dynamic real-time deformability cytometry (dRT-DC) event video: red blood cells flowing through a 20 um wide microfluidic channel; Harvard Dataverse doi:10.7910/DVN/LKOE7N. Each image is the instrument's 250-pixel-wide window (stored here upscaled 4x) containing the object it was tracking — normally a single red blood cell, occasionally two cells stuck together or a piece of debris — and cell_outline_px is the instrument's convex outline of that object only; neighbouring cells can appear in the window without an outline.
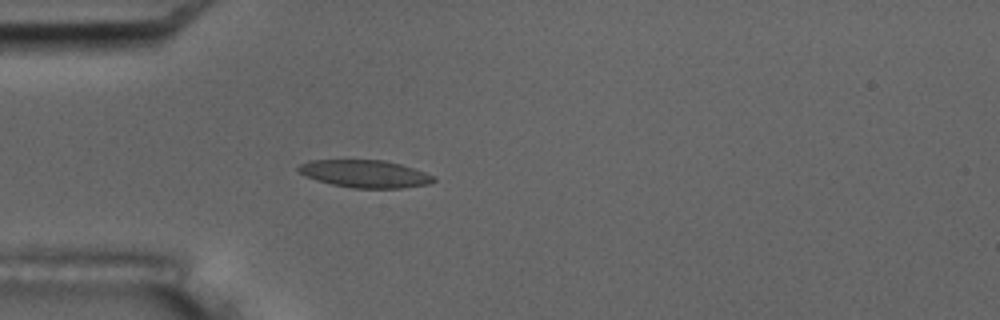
{"species": "common noctule bat (a hibernating species)", "species_latin": "Nyctalus noctula", "temperature_condition": "room temperature", "stored_images_in_passage": 5, "camera_frame_rate_fps": 3000, "um_per_image_px": 0.085, "animal": {"sex": "male", "body_mass_g": 17.5, "forearm_length_mm": 52.3}, "frame": {"image": 1, "passage_image": 5, "time_ms": 4.667, "image_size_px": [1000, 320], "cell_outline_px": [[436, 180], [428, 184], [400, 188], [352, 188], [332, 184], [316, 180], [304, 176], [296, 168], [300, 164], [308, 160], [384, 160], [400, 164], [436, 176]], "centroid_in_image_um": [31.0, 14.77], "position_along_channel_um": 54.0, "area_um2": 21.68}}